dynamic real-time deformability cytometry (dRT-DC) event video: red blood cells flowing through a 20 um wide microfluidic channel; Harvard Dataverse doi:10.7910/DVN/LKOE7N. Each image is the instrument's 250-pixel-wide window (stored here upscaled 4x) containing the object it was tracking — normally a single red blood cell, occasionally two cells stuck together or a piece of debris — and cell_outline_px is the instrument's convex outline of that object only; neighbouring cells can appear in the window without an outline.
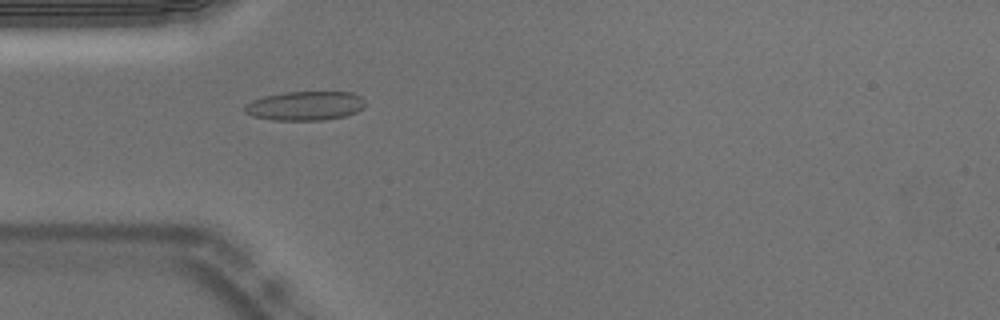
{"species": "Egyptian fruit bat (a non-hibernating species)", "species_latin": "Rousettus aegyptiacus", "temperature_condition": "warm", "stored_images_in_passage": 40, "camera_frame_rate_fps": 3000, "um_per_image_px": 0.085, "animal": {"sex": "male"}, "frame": {"image": 1, "passage_image": 2, "time_ms": 0.333, "image_size_px": [1000, 320], "cell_outline_px": [[364, 108], [356, 112], [344, 116], [324, 120], [272, 120], [252, 116], [244, 112], [244, 104], [252, 100], [264, 96], [284, 92], [352, 92], [360, 96], [364, 100]], "centroid_in_image_um": [25.91, 8.99], "position_along_channel_um": 59.1, "area_um2": 20.58}}
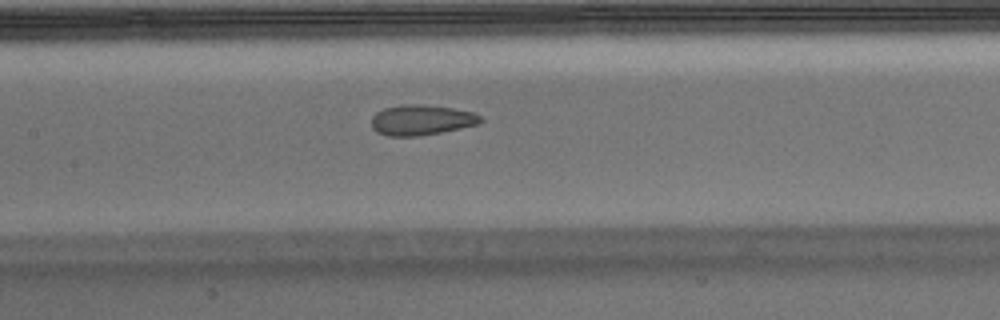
{"frame": {"image": 2, "passage_image": 11, "time_ms": 3.333, "image_size_px": [1000, 320], "cell_outline_px": [[484, 120], [480, 124], [420, 136], [388, 136], [376, 132], [372, 128], [372, 116], [376, 112], [384, 108], [404, 104], [424, 104], [452, 108], [472, 112], [480, 116]], "centroid_in_image_um": [35.81, 10.2], "position_along_channel_um": 171.6, "area_um2": 19.36}}
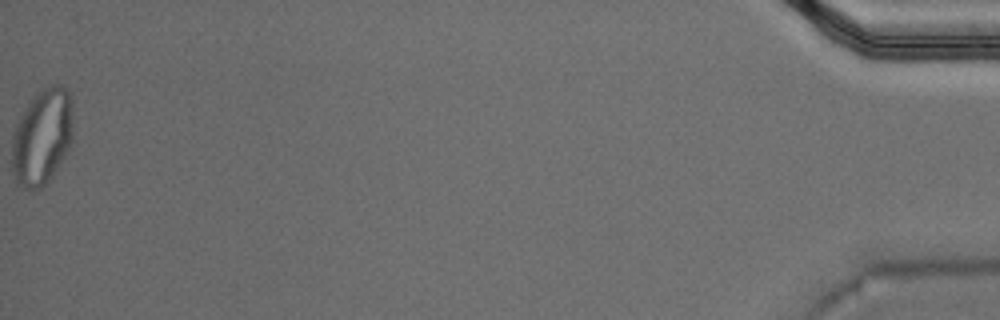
{"frame": {"image": 3, "passage_image": 40, "time_ms": 13.0, "image_size_px": [1000, 320], "cell_outline_px": [[72, 140], [64, 156], [52, 176], [36, 192], [20, 184], [16, 180], [12, 172], [12, 128], [28, 100], [40, 88], [52, 84], [60, 84], [68, 88], [72, 100]], "centroid_in_image_um": [3.56, 11.55], "position_along_channel_um": 431.6, "area_um2": 34.97}, "authors_computed_cell_mechanics": {"area_um2": 20.2589, "velocity_mm_per_s": 3.7619, "shape_relaxation_time_tau1_ms": null, "shape_relaxation_time_tau2_ms": 1.5969, "deformation_change_tau1": null, "deformation_change_tau2": 0.0829}}